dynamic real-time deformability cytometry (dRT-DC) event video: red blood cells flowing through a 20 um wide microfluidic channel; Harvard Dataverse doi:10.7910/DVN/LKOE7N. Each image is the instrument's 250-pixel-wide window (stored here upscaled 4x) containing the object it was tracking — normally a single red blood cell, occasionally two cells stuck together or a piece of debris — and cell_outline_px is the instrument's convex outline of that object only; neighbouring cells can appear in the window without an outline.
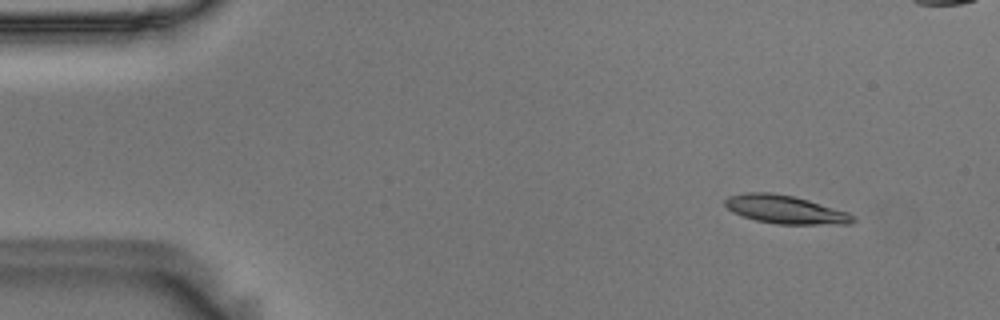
{"species": "Egyptian fruit bat (a non-hibernating species)", "species_latin": "Rousettus aegyptiacus", "temperature_condition": "room temperature", "stored_images_in_passage": 55, "camera_frame_rate_fps": 3000, "um_per_image_px": 0.085, "animal": {"sex": "male"}, "frame": {"image": 1, "passage_image": 4, "time_ms": 1.0, "image_size_px": [1000, 320], "cell_outline_px": [[856, 220], [852, 224], [776, 224], [756, 220], [732, 212], [724, 204], [724, 200], [728, 196], [744, 192], [772, 192], [792, 196], [808, 200], [848, 212], [856, 216]], "centroid_in_image_um": [66.76, 17.81], "position_along_channel_um": 18.2, "area_um2": 21.15}}
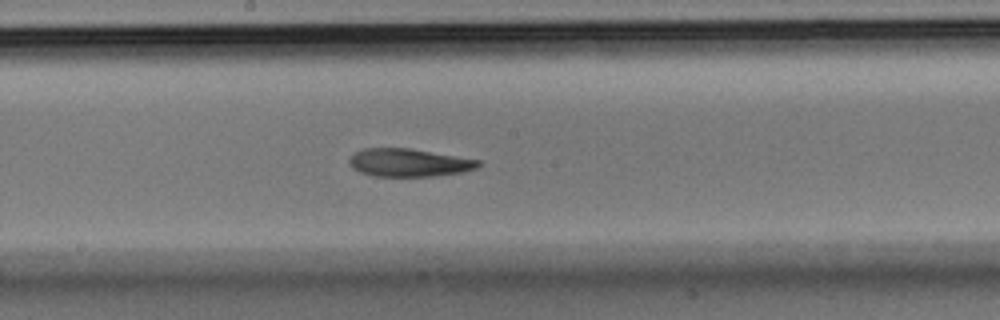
{"frame": {"image": 2, "passage_image": 28, "time_ms": 9.0, "image_size_px": [1000, 320], "cell_outline_px": [[484, 164], [476, 168], [464, 172], [436, 176], [372, 176], [360, 172], [352, 168], [348, 164], [348, 160], [356, 152], [364, 148], [412, 148], [480, 160]], "centroid_in_image_um": [34.78, 13.82], "position_along_channel_um": 213.4, "area_um2": 21.27}}
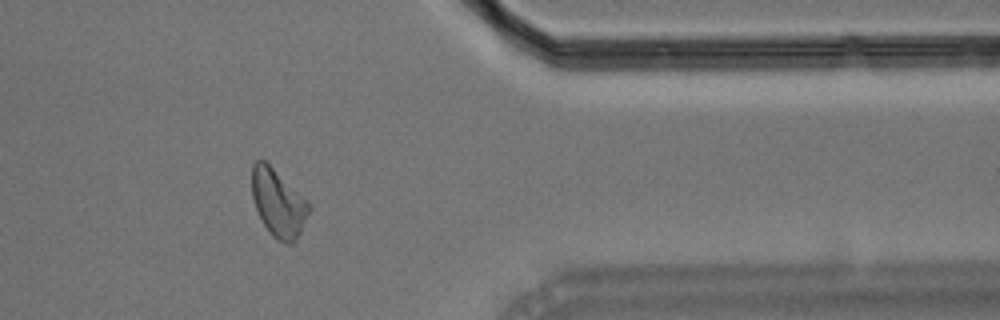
{"frame": {"image": 3, "passage_image": 44, "time_ms": 14.333, "image_size_px": [1000, 320], "cell_outline_px": [[312, 208], [296, 240], [292, 244], [288, 244], [276, 240], [272, 236], [264, 224], [256, 208], [252, 196], [252, 164], [256, 160], [264, 160], [308, 200], [312, 204]], "centroid_in_image_um": [23.68, 17.27], "position_along_channel_um": 387.7, "area_um2": 22.43}, "authors_computed_cell_mechanics": {"area_um2": 21.4438, "velocity_mm_per_s": 3.5879, "shape_relaxation_time_tau1_ms": 4.3876, "shape_relaxation_time_tau2_ms": 6.0094, "deformation_change_tau1": 0.1473, "deformation_change_tau2": 0.1392}}